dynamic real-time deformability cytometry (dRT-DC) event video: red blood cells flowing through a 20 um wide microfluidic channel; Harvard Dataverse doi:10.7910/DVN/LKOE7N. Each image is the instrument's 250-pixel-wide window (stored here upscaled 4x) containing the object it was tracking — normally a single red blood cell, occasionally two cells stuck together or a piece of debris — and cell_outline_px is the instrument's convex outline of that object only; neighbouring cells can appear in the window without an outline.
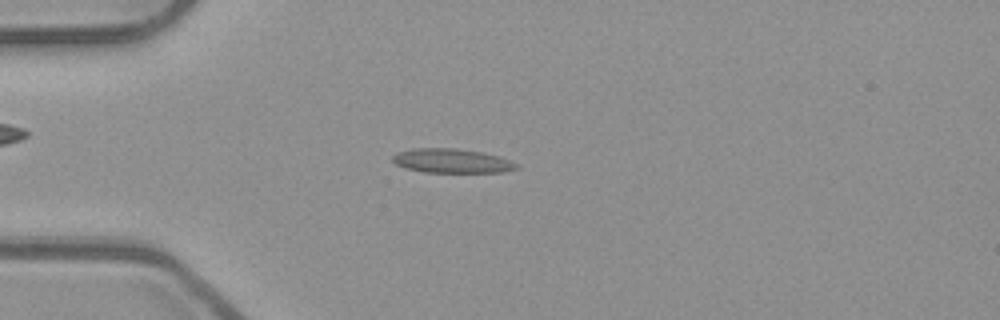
{"species": "common noctule bat (a hibernating species)", "species_latin": "Nyctalus noctula", "temperature_condition": "room temperature", "stored_images_in_passage": 46, "camera_frame_rate_fps": 3000, "um_per_image_px": 0.085, "animal": {"sex": "male", "body_mass_g": 23.1, "forearm_length_mm": 52.7}, "frame": {"image": 1, "passage_image": 8, "time_ms": 2.333, "image_size_px": [1000, 320], "cell_outline_px": [[520, 168], [504, 172], [424, 172], [404, 168], [396, 164], [392, 160], [392, 156], [396, 152], [412, 148], [456, 148], [480, 152], [500, 156], [520, 164]], "centroid_in_image_um": [38.42, 13.67], "position_along_channel_um": 46.6, "area_um2": 17.69}}
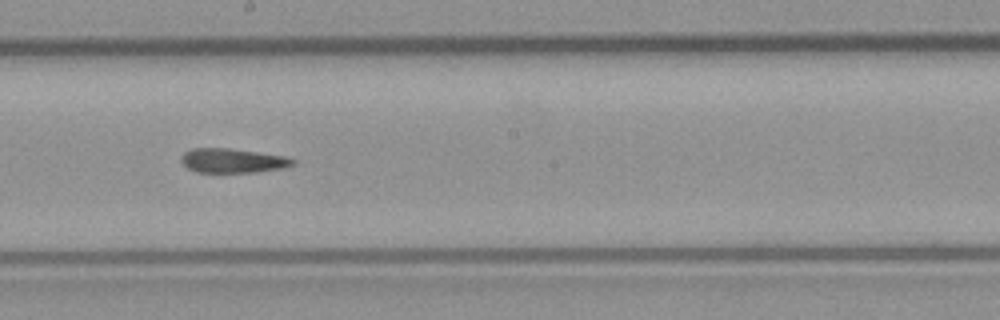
{"frame": {"image": 2, "passage_image": 23, "time_ms": 7.333, "image_size_px": [1000, 320], "cell_outline_px": [[296, 164], [284, 168], [256, 172], [196, 172], [188, 168], [180, 160], [184, 152], [192, 148], [228, 148], [284, 156], [296, 160]], "centroid_in_image_um": [19.79, 13.66], "position_along_channel_um": 228.4, "area_um2": 15.78}}
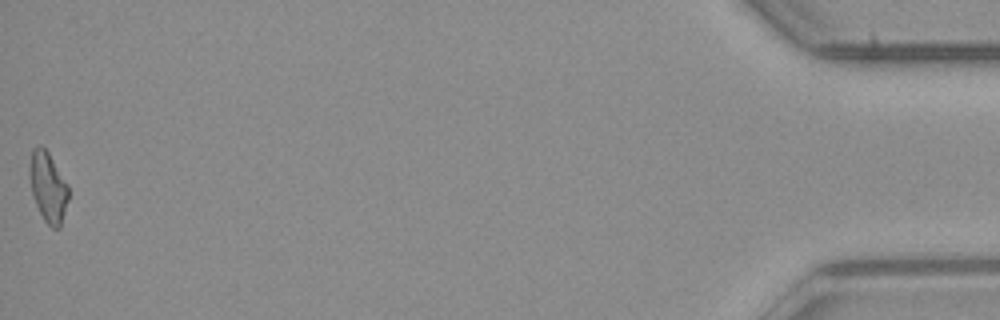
{"frame": {"image": 3, "passage_image": 46, "time_ms": 15.0, "image_size_px": [1000, 320], "cell_outline_px": [[68, 200], [60, 228], [52, 228], [44, 220], [32, 196], [28, 176], [32, 148], [40, 144], [48, 152], [68, 184]], "centroid_in_image_um": [4.06, 15.88], "position_along_channel_um": 431.1, "area_um2": 15.95}, "authors_computed_cell_mechanics": {"area_um2": 16.4152, "velocity_mm_per_s": 3.9732, "shape_relaxation_time_tau1_ms": null, "shape_relaxation_time_tau2_ms": 5.357, "deformation_change_tau1": null, "deformation_change_tau2": 0.1544}}